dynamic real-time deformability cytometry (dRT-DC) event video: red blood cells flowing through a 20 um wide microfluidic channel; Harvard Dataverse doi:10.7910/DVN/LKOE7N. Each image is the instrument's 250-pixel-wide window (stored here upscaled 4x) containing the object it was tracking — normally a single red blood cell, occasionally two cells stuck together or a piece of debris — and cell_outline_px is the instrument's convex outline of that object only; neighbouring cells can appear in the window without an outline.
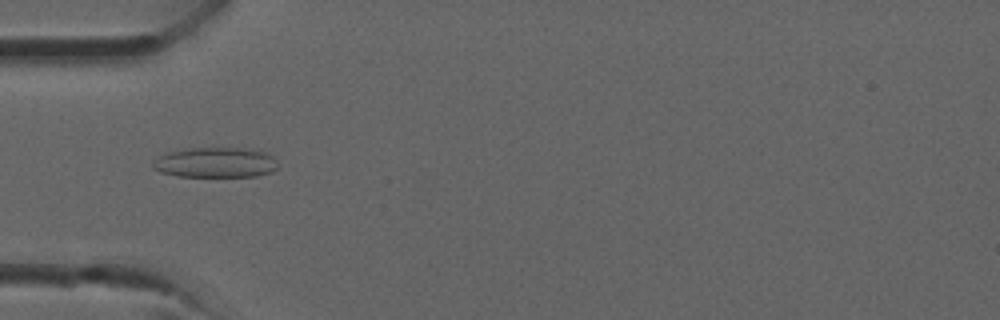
{"species": "common noctule bat (a hibernating species)", "species_latin": "Nyctalus noctula", "temperature_condition": "room temperature", "stored_images_in_passage": 36, "camera_frame_rate_fps": 3000, "um_per_image_px": 0.085, "animal": {"sex": "male", "forearm_length_mm": 52.5}, "frame": {"image": 1, "passage_image": 11, "time_ms": 3.333, "image_size_px": [1000, 320], "cell_outline_px": [[276, 168], [272, 172], [256, 176], [176, 176], [160, 172], [152, 168], [152, 164], [164, 152], [184, 148], [240, 148], [264, 152], [272, 156], [276, 160]], "centroid_in_image_um": [18.27, 13.81], "position_along_channel_um": 66.7, "area_um2": 21.96}}
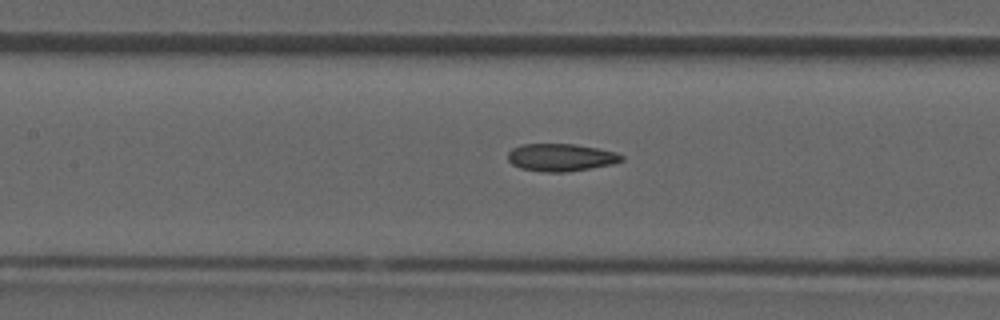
{"frame": {"image": 2, "passage_image": 16, "time_ms": 5.0, "image_size_px": [1000, 320], "cell_outline_px": [[624, 160], [612, 164], [568, 172], [544, 172], [520, 168], [512, 164], [508, 160], [508, 152], [512, 148], [520, 144], [576, 144], [600, 148], [616, 152], [624, 156]], "centroid_in_image_um": [47.68, 13.37], "position_along_channel_um": 159.7, "area_um2": 18.44}}
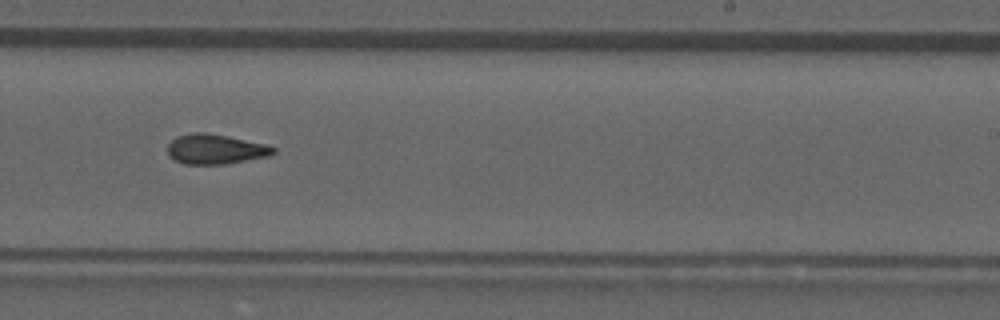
{"frame": {"image": 3, "passage_image": 22, "time_ms": 7.0, "image_size_px": [1000, 320], "cell_outline_px": [[276, 152], [272, 156], [224, 164], [184, 164], [168, 156], [168, 144], [176, 136], [192, 132], [204, 132], [228, 136], [268, 144], [276, 148]], "centroid_in_image_um": [18.35, 12.67], "position_along_channel_um": 270.7, "area_um2": 18.67}}